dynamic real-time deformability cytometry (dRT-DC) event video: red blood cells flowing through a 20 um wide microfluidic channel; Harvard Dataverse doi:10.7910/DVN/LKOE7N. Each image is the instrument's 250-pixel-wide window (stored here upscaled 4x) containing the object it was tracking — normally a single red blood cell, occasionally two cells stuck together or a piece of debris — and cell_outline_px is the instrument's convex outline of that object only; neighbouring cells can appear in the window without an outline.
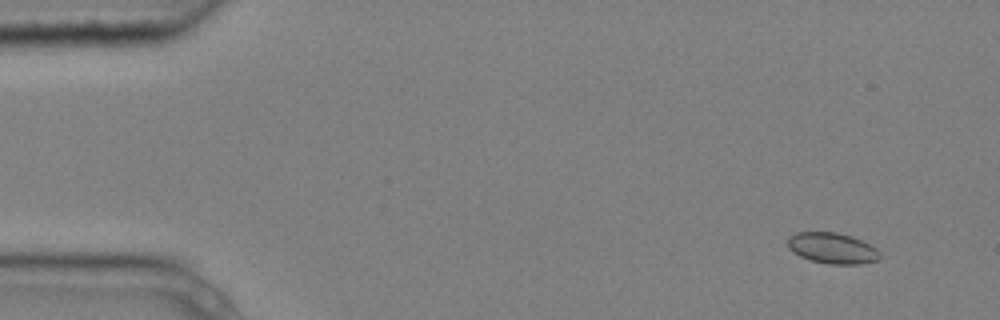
{"species": "common noctule bat (a hibernating species)", "species_latin": "Nyctalus noctula", "temperature_condition": "cold", "stored_images_in_passage": 8, "camera_frame_rate_fps": 3000, "um_per_image_px": 0.085, "animal": {"sex": "male", "body_mass_g": 20.4}, "frame": {"image": 1, "passage_image": 1, "time_ms": 0.0, "image_size_px": [1000, 320], "cell_outline_px": [[880, 260], [860, 264], [828, 264], [812, 260], [800, 256], [792, 252], [788, 248], [788, 236], [796, 232], [836, 232], [852, 236], [876, 248], [880, 252]], "centroid_in_image_um": [70.74, 21.09], "position_along_channel_um": 14.3, "area_um2": 16.65}}
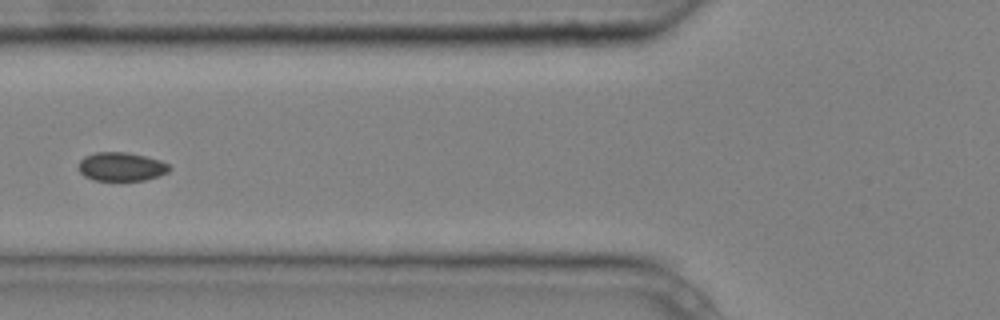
{"frame": {"image": 2, "passage_image": 5, "time_ms": 1.333, "image_size_px": [1000, 320], "cell_outline_px": [[172, 168], [168, 172], [144, 180], [96, 180], [84, 176], [80, 172], [76, 164], [84, 156], [96, 152], [128, 152], [160, 160], [168, 164]], "centroid_in_image_um": [10.28, 14.15], "position_along_channel_um": 115.5, "area_um2": 15.2}}
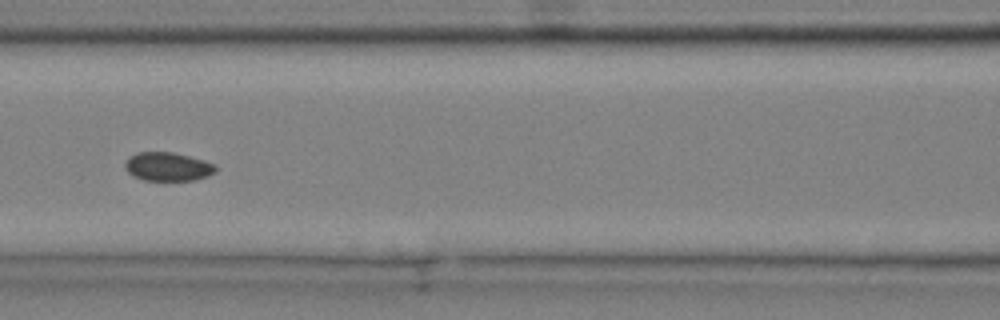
{"frame": {"image": 3, "passage_image": 6, "time_ms": 1.667, "image_size_px": [1000, 320], "cell_outline_px": [[216, 172], [208, 176], [192, 180], [144, 180], [132, 176], [124, 168], [124, 164], [128, 156], [136, 152], [172, 152], [204, 160], [216, 164]], "centroid_in_image_um": [14.24, 14.16], "position_along_channel_um": 152.4, "area_um2": 15.26}}